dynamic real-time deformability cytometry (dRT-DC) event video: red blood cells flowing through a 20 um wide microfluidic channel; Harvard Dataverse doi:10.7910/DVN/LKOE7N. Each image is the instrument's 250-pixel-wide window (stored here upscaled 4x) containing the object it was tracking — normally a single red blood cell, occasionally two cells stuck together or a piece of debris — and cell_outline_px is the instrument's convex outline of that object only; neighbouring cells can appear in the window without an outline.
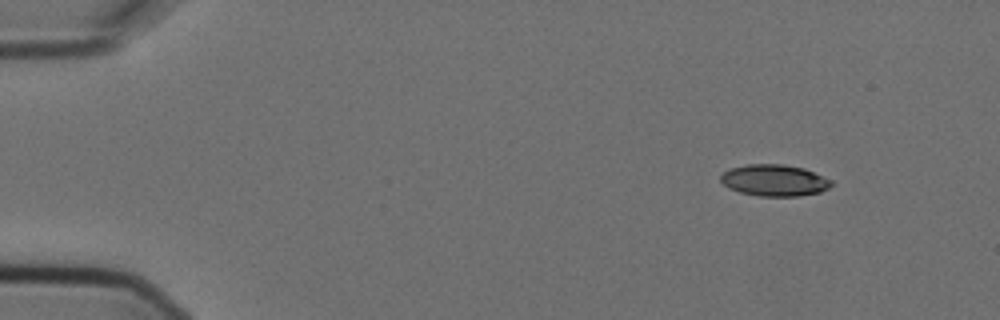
{"species": "Egyptian fruit bat (a non-hibernating species)", "species_latin": "Rousettus aegyptiacus", "temperature_condition": "cold", "stored_images_in_passage": 5, "camera_frame_rate_fps": 3000, "um_per_image_px": 0.085, "animal": {"sex": "female"}, "frame": {"image": 1, "passage_image": 1, "time_ms": 0.0, "image_size_px": [1000, 320], "cell_outline_px": [[832, 184], [828, 188], [820, 192], [800, 196], [760, 196], [740, 192], [728, 188], [720, 180], [720, 176], [724, 172], [732, 168], [748, 164], [784, 164], [804, 168], [832, 180]], "centroid_in_image_um": [65.83, 15.33], "position_along_channel_um": 19.2, "area_um2": 20.29}}
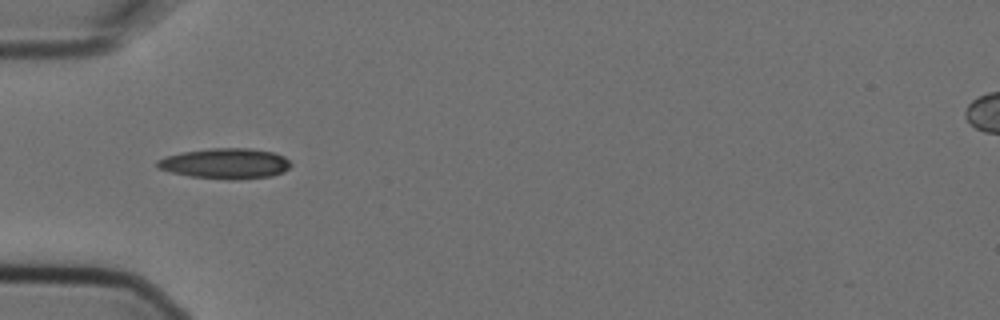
{"frame": {"image": 2, "passage_image": 4, "time_ms": 1.0, "image_size_px": [1000, 320], "cell_outline_px": [[292, 164], [284, 172], [272, 176], [236, 180], [228, 180], [188, 176], [156, 168], [156, 160], [164, 156], [184, 152], [212, 148], [248, 148], [272, 152], [284, 156]], "centroid_in_image_um": [19.14, 13.91], "position_along_channel_um": 65.9, "area_um2": 23.87}}
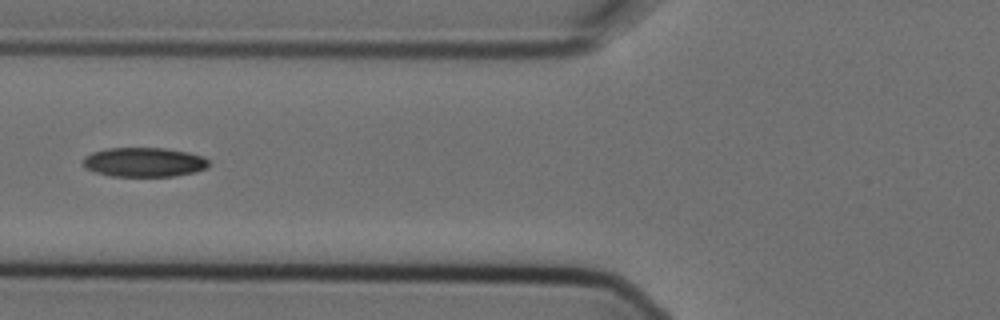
{"frame": {"image": 3, "passage_image": 5, "time_ms": 1.333, "image_size_px": [1000, 320], "cell_outline_px": [[208, 168], [196, 172], [172, 176], [112, 176], [96, 172], [84, 168], [84, 156], [92, 152], [108, 148], [164, 148], [188, 152], [204, 156], [208, 160]], "centroid_in_image_um": [12.26, 13.78], "position_along_channel_um": 113.5, "area_um2": 21.56}}